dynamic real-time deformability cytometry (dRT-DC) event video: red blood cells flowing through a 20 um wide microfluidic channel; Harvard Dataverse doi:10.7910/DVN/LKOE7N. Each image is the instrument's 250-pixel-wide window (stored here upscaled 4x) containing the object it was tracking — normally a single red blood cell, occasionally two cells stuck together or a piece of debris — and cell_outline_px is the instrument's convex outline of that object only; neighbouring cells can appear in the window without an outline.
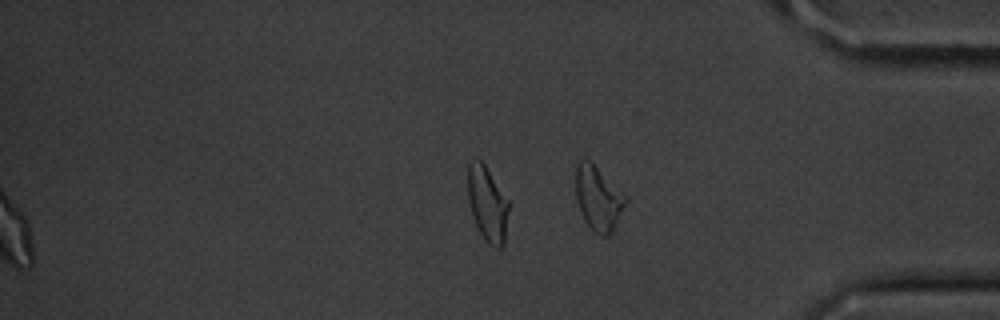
{"species": "common noctule bat (a hibernating species)", "species_latin": "Nyctalus noctula", "temperature_condition": "cold", "stored_images_in_passage": 50, "segment_of_instrument_passage": [2, 2], "camera_frame_rate_fps": 3000, "um_per_image_px": 0.085, "animal": {"sex": "male", "body_mass_g": 20.1, "forearm_length_mm": 53.5}, "frame": {"image": 1, "passage_image": 50, "time_ms": 16.333, "image_size_px": [1000, 320], "cell_outline_px": [[628, 200], [612, 232], [608, 236], [600, 236], [584, 220], [580, 212], [576, 200], [576, 164], [580, 160], [588, 160], [628, 196]], "centroid_in_image_um": [50.86, 16.87], "position_along_channel_um": 384.3, "area_um2": 18.55}}